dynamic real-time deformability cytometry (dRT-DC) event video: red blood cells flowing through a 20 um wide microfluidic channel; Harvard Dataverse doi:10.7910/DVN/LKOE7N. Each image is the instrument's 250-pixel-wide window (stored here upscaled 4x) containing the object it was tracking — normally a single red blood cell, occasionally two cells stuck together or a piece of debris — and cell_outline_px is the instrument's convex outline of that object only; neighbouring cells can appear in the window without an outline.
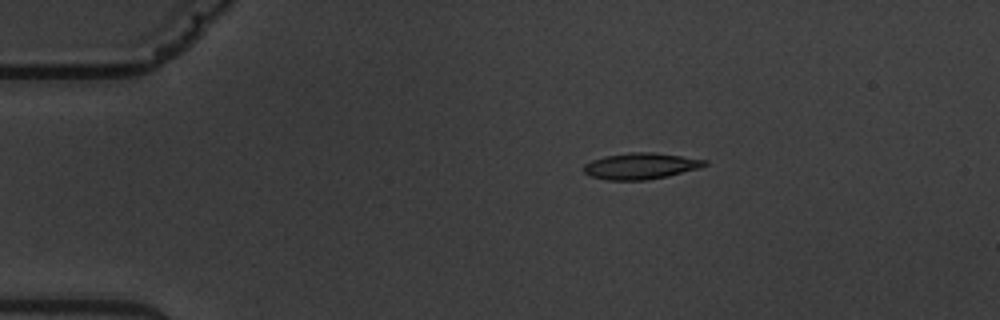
{"species": "common noctule bat (a hibernating species)", "species_latin": "Nyctalus noctula", "temperature_condition": "warm", "stored_images_in_passage": 5, "camera_frame_rate_fps": 3000, "um_per_image_px": 0.085, "animal": {"sex": "male", "body_mass_g": 19.5, "forearm_length_mm": 54.6}, "frame": {"image": 1, "passage_image": 3, "time_ms": 2.333, "image_size_px": [1000, 320], "cell_outline_px": [[708, 164], [700, 168], [668, 176], [644, 180], [608, 180], [592, 176], [584, 172], [584, 164], [592, 160], [604, 156], [632, 152], [652, 152], [708, 160]], "centroid_in_image_um": [54.48, 14.11], "position_along_channel_um": 30.5, "area_um2": 18.38}}